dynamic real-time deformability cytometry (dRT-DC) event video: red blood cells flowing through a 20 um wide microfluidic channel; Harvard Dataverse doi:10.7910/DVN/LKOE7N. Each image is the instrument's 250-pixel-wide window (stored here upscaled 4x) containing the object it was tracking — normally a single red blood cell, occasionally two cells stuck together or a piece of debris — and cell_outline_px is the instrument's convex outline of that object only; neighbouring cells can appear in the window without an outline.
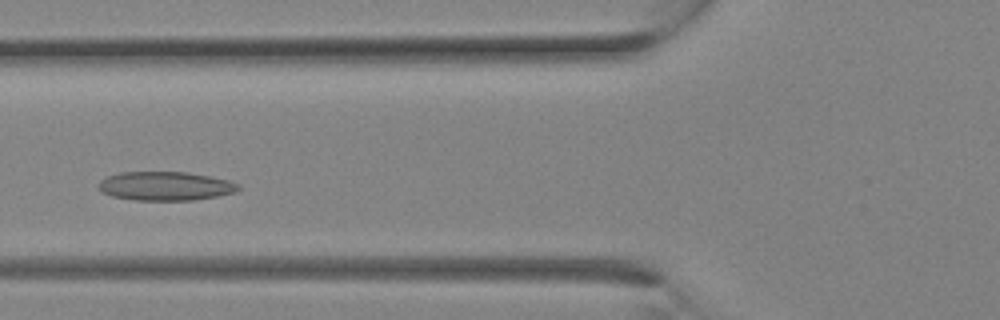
{"species": "Egyptian fruit bat (a non-hibernating species)", "species_latin": "Rousettus aegyptiacus", "temperature_condition": "room temperature", "stored_images_in_passage": 6, "camera_frame_rate_fps": 3000, "um_per_image_px": 0.085, "animal": {"sex": "female"}, "frame": {"image": 1, "passage_image": 3, "time_ms": 0.667, "image_size_px": [1000, 320], "cell_outline_px": [[240, 188], [232, 192], [216, 196], [192, 200], [132, 200], [112, 196], [104, 192], [100, 188], [100, 180], [108, 176], [120, 172], [184, 172], [208, 176], [228, 180], [240, 184]], "centroid_in_image_um": [14.05, 15.81], "position_along_channel_um": 111.8, "area_um2": 23.18}}
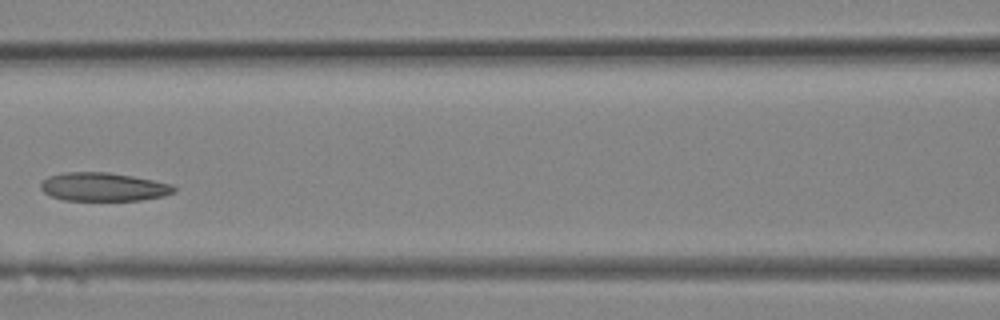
{"frame": {"image": 2, "passage_image": 5, "time_ms": 1.333, "image_size_px": [1000, 320], "cell_outline_px": [[176, 192], [164, 196], [140, 200], [64, 200], [52, 196], [44, 192], [40, 188], [40, 184], [48, 176], [64, 172], [108, 172], [132, 176], [172, 184], [176, 188]], "centroid_in_image_um": [8.8, 15.88], "position_along_channel_um": 157.8, "area_um2": 22.08}}